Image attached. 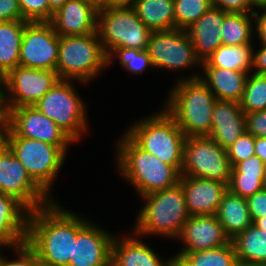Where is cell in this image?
<instances>
[{"instance_id":"27","label":"cell","mask_w":266,"mask_h":266,"mask_svg":"<svg viewBox=\"0 0 266 266\" xmlns=\"http://www.w3.org/2000/svg\"><path fill=\"white\" fill-rule=\"evenodd\" d=\"M238 264L266 265V231L254 224L231 240Z\"/></svg>"},{"instance_id":"17","label":"cell","mask_w":266,"mask_h":266,"mask_svg":"<svg viewBox=\"0 0 266 266\" xmlns=\"http://www.w3.org/2000/svg\"><path fill=\"white\" fill-rule=\"evenodd\" d=\"M97 4L90 0H69L49 21L59 36H84L97 32Z\"/></svg>"},{"instance_id":"47","label":"cell","mask_w":266,"mask_h":266,"mask_svg":"<svg viewBox=\"0 0 266 266\" xmlns=\"http://www.w3.org/2000/svg\"><path fill=\"white\" fill-rule=\"evenodd\" d=\"M135 0H98V9L133 7Z\"/></svg>"},{"instance_id":"55","label":"cell","mask_w":266,"mask_h":266,"mask_svg":"<svg viewBox=\"0 0 266 266\" xmlns=\"http://www.w3.org/2000/svg\"><path fill=\"white\" fill-rule=\"evenodd\" d=\"M264 183H265V187H266V163H265V177H264Z\"/></svg>"},{"instance_id":"25","label":"cell","mask_w":266,"mask_h":266,"mask_svg":"<svg viewBox=\"0 0 266 266\" xmlns=\"http://www.w3.org/2000/svg\"><path fill=\"white\" fill-rule=\"evenodd\" d=\"M215 216L231 240L253 224L246 198L229 190L224 193Z\"/></svg>"},{"instance_id":"48","label":"cell","mask_w":266,"mask_h":266,"mask_svg":"<svg viewBox=\"0 0 266 266\" xmlns=\"http://www.w3.org/2000/svg\"><path fill=\"white\" fill-rule=\"evenodd\" d=\"M255 155L266 163V137H255Z\"/></svg>"},{"instance_id":"34","label":"cell","mask_w":266,"mask_h":266,"mask_svg":"<svg viewBox=\"0 0 266 266\" xmlns=\"http://www.w3.org/2000/svg\"><path fill=\"white\" fill-rule=\"evenodd\" d=\"M114 56L119 57V63L125 70L134 74H142L149 66L153 68L146 50L117 48L108 56V65L111 64Z\"/></svg>"},{"instance_id":"51","label":"cell","mask_w":266,"mask_h":266,"mask_svg":"<svg viewBox=\"0 0 266 266\" xmlns=\"http://www.w3.org/2000/svg\"><path fill=\"white\" fill-rule=\"evenodd\" d=\"M252 5L258 9L266 8V0H250Z\"/></svg>"},{"instance_id":"19","label":"cell","mask_w":266,"mask_h":266,"mask_svg":"<svg viewBox=\"0 0 266 266\" xmlns=\"http://www.w3.org/2000/svg\"><path fill=\"white\" fill-rule=\"evenodd\" d=\"M179 184L190 216L215 215L228 190L223 182L184 175H181Z\"/></svg>"},{"instance_id":"16","label":"cell","mask_w":266,"mask_h":266,"mask_svg":"<svg viewBox=\"0 0 266 266\" xmlns=\"http://www.w3.org/2000/svg\"><path fill=\"white\" fill-rule=\"evenodd\" d=\"M88 222L73 240V258L68 266H111V247L115 235Z\"/></svg>"},{"instance_id":"38","label":"cell","mask_w":266,"mask_h":266,"mask_svg":"<svg viewBox=\"0 0 266 266\" xmlns=\"http://www.w3.org/2000/svg\"><path fill=\"white\" fill-rule=\"evenodd\" d=\"M231 176L265 177V163L256 155L237 163L231 168Z\"/></svg>"},{"instance_id":"53","label":"cell","mask_w":266,"mask_h":266,"mask_svg":"<svg viewBox=\"0 0 266 266\" xmlns=\"http://www.w3.org/2000/svg\"><path fill=\"white\" fill-rule=\"evenodd\" d=\"M35 266H51L45 263H42L41 261L38 260L37 254L35 252Z\"/></svg>"},{"instance_id":"13","label":"cell","mask_w":266,"mask_h":266,"mask_svg":"<svg viewBox=\"0 0 266 266\" xmlns=\"http://www.w3.org/2000/svg\"><path fill=\"white\" fill-rule=\"evenodd\" d=\"M59 35L49 21L28 22L20 47L19 65L56 71Z\"/></svg>"},{"instance_id":"43","label":"cell","mask_w":266,"mask_h":266,"mask_svg":"<svg viewBox=\"0 0 266 266\" xmlns=\"http://www.w3.org/2000/svg\"><path fill=\"white\" fill-rule=\"evenodd\" d=\"M25 20L18 0H0V22Z\"/></svg>"},{"instance_id":"7","label":"cell","mask_w":266,"mask_h":266,"mask_svg":"<svg viewBox=\"0 0 266 266\" xmlns=\"http://www.w3.org/2000/svg\"><path fill=\"white\" fill-rule=\"evenodd\" d=\"M97 34L107 57L117 48L146 50L151 31L133 7L98 9Z\"/></svg>"},{"instance_id":"57","label":"cell","mask_w":266,"mask_h":266,"mask_svg":"<svg viewBox=\"0 0 266 266\" xmlns=\"http://www.w3.org/2000/svg\"><path fill=\"white\" fill-rule=\"evenodd\" d=\"M90 1H92V2H94L96 4L98 3V0H90Z\"/></svg>"},{"instance_id":"52","label":"cell","mask_w":266,"mask_h":266,"mask_svg":"<svg viewBox=\"0 0 266 266\" xmlns=\"http://www.w3.org/2000/svg\"><path fill=\"white\" fill-rule=\"evenodd\" d=\"M0 87H5V74L0 69Z\"/></svg>"},{"instance_id":"49","label":"cell","mask_w":266,"mask_h":266,"mask_svg":"<svg viewBox=\"0 0 266 266\" xmlns=\"http://www.w3.org/2000/svg\"><path fill=\"white\" fill-rule=\"evenodd\" d=\"M69 0H48L49 8L55 12L58 8L62 7Z\"/></svg>"},{"instance_id":"39","label":"cell","mask_w":266,"mask_h":266,"mask_svg":"<svg viewBox=\"0 0 266 266\" xmlns=\"http://www.w3.org/2000/svg\"><path fill=\"white\" fill-rule=\"evenodd\" d=\"M13 249L19 258L9 261L2 255V266H35V251L27 243Z\"/></svg>"},{"instance_id":"6","label":"cell","mask_w":266,"mask_h":266,"mask_svg":"<svg viewBox=\"0 0 266 266\" xmlns=\"http://www.w3.org/2000/svg\"><path fill=\"white\" fill-rule=\"evenodd\" d=\"M108 66V57L98 34L59 36L56 71L60 79L85 84Z\"/></svg>"},{"instance_id":"4","label":"cell","mask_w":266,"mask_h":266,"mask_svg":"<svg viewBox=\"0 0 266 266\" xmlns=\"http://www.w3.org/2000/svg\"><path fill=\"white\" fill-rule=\"evenodd\" d=\"M140 198L145 201V204L136 219L133 235L138 234L142 237V235L154 234L178 238L184 223L190 217L181 185L178 183L171 188Z\"/></svg>"},{"instance_id":"46","label":"cell","mask_w":266,"mask_h":266,"mask_svg":"<svg viewBox=\"0 0 266 266\" xmlns=\"http://www.w3.org/2000/svg\"><path fill=\"white\" fill-rule=\"evenodd\" d=\"M263 13L259 14L258 11L255 13V32L258 34L260 43L266 45V8H262Z\"/></svg>"},{"instance_id":"15","label":"cell","mask_w":266,"mask_h":266,"mask_svg":"<svg viewBox=\"0 0 266 266\" xmlns=\"http://www.w3.org/2000/svg\"><path fill=\"white\" fill-rule=\"evenodd\" d=\"M4 136L36 139L59 146L66 154L74 141L51 119L35 106H23L10 110L9 129Z\"/></svg>"},{"instance_id":"11","label":"cell","mask_w":266,"mask_h":266,"mask_svg":"<svg viewBox=\"0 0 266 266\" xmlns=\"http://www.w3.org/2000/svg\"><path fill=\"white\" fill-rule=\"evenodd\" d=\"M146 51L153 68L157 70L162 68L180 71L192 66L198 68L202 66L186 30L176 28L167 31H152Z\"/></svg>"},{"instance_id":"26","label":"cell","mask_w":266,"mask_h":266,"mask_svg":"<svg viewBox=\"0 0 266 266\" xmlns=\"http://www.w3.org/2000/svg\"><path fill=\"white\" fill-rule=\"evenodd\" d=\"M133 8L151 32L175 29L174 0H135Z\"/></svg>"},{"instance_id":"23","label":"cell","mask_w":266,"mask_h":266,"mask_svg":"<svg viewBox=\"0 0 266 266\" xmlns=\"http://www.w3.org/2000/svg\"><path fill=\"white\" fill-rule=\"evenodd\" d=\"M121 238L113 239L111 266H174L173 257L165 261L160 259L149 245L142 242L138 234Z\"/></svg>"},{"instance_id":"1","label":"cell","mask_w":266,"mask_h":266,"mask_svg":"<svg viewBox=\"0 0 266 266\" xmlns=\"http://www.w3.org/2000/svg\"><path fill=\"white\" fill-rule=\"evenodd\" d=\"M57 203L53 201L30 211L26 243L42 263L68 266L73 258V240L89 220L64 210Z\"/></svg>"},{"instance_id":"5","label":"cell","mask_w":266,"mask_h":266,"mask_svg":"<svg viewBox=\"0 0 266 266\" xmlns=\"http://www.w3.org/2000/svg\"><path fill=\"white\" fill-rule=\"evenodd\" d=\"M141 149L181 173L185 135L165 110L136 121L125 132Z\"/></svg>"},{"instance_id":"32","label":"cell","mask_w":266,"mask_h":266,"mask_svg":"<svg viewBox=\"0 0 266 266\" xmlns=\"http://www.w3.org/2000/svg\"><path fill=\"white\" fill-rule=\"evenodd\" d=\"M239 103L244 113L266 110V75L249 73Z\"/></svg>"},{"instance_id":"30","label":"cell","mask_w":266,"mask_h":266,"mask_svg":"<svg viewBox=\"0 0 266 266\" xmlns=\"http://www.w3.org/2000/svg\"><path fill=\"white\" fill-rule=\"evenodd\" d=\"M174 266H238L232 242L218 248L189 253H177Z\"/></svg>"},{"instance_id":"44","label":"cell","mask_w":266,"mask_h":266,"mask_svg":"<svg viewBox=\"0 0 266 266\" xmlns=\"http://www.w3.org/2000/svg\"><path fill=\"white\" fill-rule=\"evenodd\" d=\"M10 110L7 103L5 87H0V142L9 129Z\"/></svg>"},{"instance_id":"54","label":"cell","mask_w":266,"mask_h":266,"mask_svg":"<svg viewBox=\"0 0 266 266\" xmlns=\"http://www.w3.org/2000/svg\"><path fill=\"white\" fill-rule=\"evenodd\" d=\"M238 266H266V265H260V264H238Z\"/></svg>"},{"instance_id":"3","label":"cell","mask_w":266,"mask_h":266,"mask_svg":"<svg viewBox=\"0 0 266 266\" xmlns=\"http://www.w3.org/2000/svg\"><path fill=\"white\" fill-rule=\"evenodd\" d=\"M117 146V166L122 178L144 195L176 186L181 173L151 153L141 149L126 133Z\"/></svg>"},{"instance_id":"20","label":"cell","mask_w":266,"mask_h":266,"mask_svg":"<svg viewBox=\"0 0 266 266\" xmlns=\"http://www.w3.org/2000/svg\"><path fill=\"white\" fill-rule=\"evenodd\" d=\"M246 131L245 113L239 102L216 100L209 137L227 149Z\"/></svg>"},{"instance_id":"56","label":"cell","mask_w":266,"mask_h":266,"mask_svg":"<svg viewBox=\"0 0 266 266\" xmlns=\"http://www.w3.org/2000/svg\"><path fill=\"white\" fill-rule=\"evenodd\" d=\"M0 266H2V255H0Z\"/></svg>"},{"instance_id":"10","label":"cell","mask_w":266,"mask_h":266,"mask_svg":"<svg viewBox=\"0 0 266 266\" xmlns=\"http://www.w3.org/2000/svg\"><path fill=\"white\" fill-rule=\"evenodd\" d=\"M231 168L227 150L209 136L185 138L181 175L215 180L228 185Z\"/></svg>"},{"instance_id":"33","label":"cell","mask_w":266,"mask_h":266,"mask_svg":"<svg viewBox=\"0 0 266 266\" xmlns=\"http://www.w3.org/2000/svg\"><path fill=\"white\" fill-rule=\"evenodd\" d=\"M212 7V0H174L175 29L186 30Z\"/></svg>"},{"instance_id":"31","label":"cell","mask_w":266,"mask_h":266,"mask_svg":"<svg viewBox=\"0 0 266 266\" xmlns=\"http://www.w3.org/2000/svg\"><path fill=\"white\" fill-rule=\"evenodd\" d=\"M255 13H228L221 27L223 45L251 44Z\"/></svg>"},{"instance_id":"28","label":"cell","mask_w":266,"mask_h":266,"mask_svg":"<svg viewBox=\"0 0 266 266\" xmlns=\"http://www.w3.org/2000/svg\"><path fill=\"white\" fill-rule=\"evenodd\" d=\"M29 21L0 22V69L6 75L19 65L25 25Z\"/></svg>"},{"instance_id":"42","label":"cell","mask_w":266,"mask_h":266,"mask_svg":"<svg viewBox=\"0 0 266 266\" xmlns=\"http://www.w3.org/2000/svg\"><path fill=\"white\" fill-rule=\"evenodd\" d=\"M213 7L228 13H256L250 0H212Z\"/></svg>"},{"instance_id":"37","label":"cell","mask_w":266,"mask_h":266,"mask_svg":"<svg viewBox=\"0 0 266 266\" xmlns=\"http://www.w3.org/2000/svg\"><path fill=\"white\" fill-rule=\"evenodd\" d=\"M227 188L233 194L248 198L265 188L264 178L250 176H231Z\"/></svg>"},{"instance_id":"14","label":"cell","mask_w":266,"mask_h":266,"mask_svg":"<svg viewBox=\"0 0 266 266\" xmlns=\"http://www.w3.org/2000/svg\"><path fill=\"white\" fill-rule=\"evenodd\" d=\"M59 80L57 71L18 65L5 75L9 110L34 106Z\"/></svg>"},{"instance_id":"8","label":"cell","mask_w":266,"mask_h":266,"mask_svg":"<svg viewBox=\"0 0 266 266\" xmlns=\"http://www.w3.org/2000/svg\"><path fill=\"white\" fill-rule=\"evenodd\" d=\"M2 142L25 166L31 178L49 195L66 153L56 145L19 136H4Z\"/></svg>"},{"instance_id":"18","label":"cell","mask_w":266,"mask_h":266,"mask_svg":"<svg viewBox=\"0 0 266 266\" xmlns=\"http://www.w3.org/2000/svg\"><path fill=\"white\" fill-rule=\"evenodd\" d=\"M178 239L185 245L179 253L214 249L231 242L215 215L190 216Z\"/></svg>"},{"instance_id":"24","label":"cell","mask_w":266,"mask_h":266,"mask_svg":"<svg viewBox=\"0 0 266 266\" xmlns=\"http://www.w3.org/2000/svg\"><path fill=\"white\" fill-rule=\"evenodd\" d=\"M202 81L214 93L217 100L240 102L244 90L248 72L218 67H202ZM202 76V77H201Z\"/></svg>"},{"instance_id":"40","label":"cell","mask_w":266,"mask_h":266,"mask_svg":"<svg viewBox=\"0 0 266 266\" xmlns=\"http://www.w3.org/2000/svg\"><path fill=\"white\" fill-rule=\"evenodd\" d=\"M246 131L254 137H266V110L245 113Z\"/></svg>"},{"instance_id":"41","label":"cell","mask_w":266,"mask_h":266,"mask_svg":"<svg viewBox=\"0 0 266 266\" xmlns=\"http://www.w3.org/2000/svg\"><path fill=\"white\" fill-rule=\"evenodd\" d=\"M247 206L252 222L266 216V187L249 196L247 199Z\"/></svg>"},{"instance_id":"12","label":"cell","mask_w":266,"mask_h":266,"mask_svg":"<svg viewBox=\"0 0 266 266\" xmlns=\"http://www.w3.org/2000/svg\"><path fill=\"white\" fill-rule=\"evenodd\" d=\"M0 191L17 198L30 211L54 201L3 142H0Z\"/></svg>"},{"instance_id":"36","label":"cell","mask_w":266,"mask_h":266,"mask_svg":"<svg viewBox=\"0 0 266 266\" xmlns=\"http://www.w3.org/2000/svg\"><path fill=\"white\" fill-rule=\"evenodd\" d=\"M22 17L29 22L50 21L53 11L49 8L48 0H18Z\"/></svg>"},{"instance_id":"21","label":"cell","mask_w":266,"mask_h":266,"mask_svg":"<svg viewBox=\"0 0 266 266\" xmlns=\"http://www.w3.org/2000/svg\"><path fill=\"white\" fill-rule=\"evenodd\" d=\"M29 213L17 198L0 191V247L26 243Z\"/></svg>"},{"instance_id":"35","label":"cell","mask_w":266,"mask_h":266,"mask_svg":"<svg viewBox=\"0 0 266 266\" xmlns=\"http://www.w3.org/2000/svg\"><path fill=\"white\" fill-rule=\"evenodd\" d=\"M226 150L230 165L234 167L237 163L255 155V137L251 133L245 131Z\"/></svg>"},{"instance_id":"50","label":"cell","mask_w":266,"mask_h":266,"mask_svg":"<svg viewBox=\"0 0 266 266\" xmlns=\"http://www.w3.org/2000/svg\"><path fill=\"white\" fill-rule=\"evenodd\" d=\"M253 224L260 230L266 231V216L264 218L257 219Z\"/></svg>"},{"instance_id":"22","label":"cell","mask_w":266,"mask_h":266,"mask_svg":"<svg viewBox=\"0 0 266 266\" xmlns=\"http://www.w3.org/2000/svg\"><path fill=\"white\" fill-rule=\"evenodd\" d=\"M227 14L228 12L212 7L186 29L201 63L222 45L221 27Z\"/></svg>"},{"instance_id":"29","label":"cell","mask_w":266,"mask_h":266,"mask_svg":"<svg viewBox=\"0 0 266 266\" xmlns=\"http://www.w3.org/2000/svg\"><path fill=\"white\" fill-rule=\"evenodd\" d=\"M253 48L252 44H222L202 63V67H218L249 73L252 71Z\"/></svg>"},{"instance_id":"9","label":"cell","mask_w":266,"mask_h":266,"mask_svg":"<svg viewBox=\"0 0 266 266\" xmlns=\"http://www.w3.org/2000/svg\"><path fill=\"white\" fill-rule=\"evenodd\" d=\"M73 82L60 79L34 106L74 142L87 132L86 108Z\"/></svg>"},{"instance_id":"2","label":"cell","mask_w":266,"mask_h":266,"mask_svg":"<svg viewBox=\"0 0 266 266\" xmlns=\"http://www.w3.org/2000/svg\"><path fill=\"white\" fill-rule=\"evenodd\" d=\"M200 75L193 73L187 79L177 80L163 105L186 138L211 133L212 110L217 98Z\"/></svg>"},{"instance_id":"45","label":"cell","mask_w":266,"mask_h":266,"mask_svg":"<svg viewBox=\"0 0 266 266\" xmlns=\"http://www.w3.org/2000/svg\"><path fill=\"white\" fill-rule=\"evenodd\" d=\"M260 45L261 49L257 52L253 50L252 68L255 69V74L266 75V45Z\"/></svg>"}]
</instances>
